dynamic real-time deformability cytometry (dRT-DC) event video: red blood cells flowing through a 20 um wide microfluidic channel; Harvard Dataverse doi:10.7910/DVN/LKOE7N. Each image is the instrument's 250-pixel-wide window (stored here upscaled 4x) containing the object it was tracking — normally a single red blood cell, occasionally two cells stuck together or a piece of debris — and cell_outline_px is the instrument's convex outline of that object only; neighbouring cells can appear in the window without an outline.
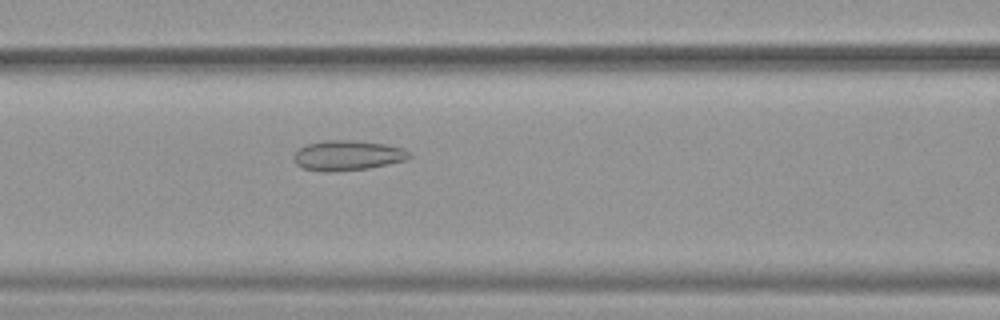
{"species": "common noctule bat (a hibernating species)", "species_latin": "Nyctalus noctula", "temperature_condition": "warm", "stored_images_in_passage": 51, "camera_frame_rate_fps": 3000, "um_per_image_px": 0.085, "animal": {"sex": "female", "body_mass_g": 19.9}, "frame": {"image": 1, "passage_image": 22, "time_ms": 7.0, "image_size_px": [1000, 320], "cell_outline_px": [[412, 156], [408, 160], [368, 168], [332, 172], [324, 172], [304, 168], [296, 164], [292, 156], [300, 148], [308, 144], [328, 140], [352, 140], [388, 144], [404, 148]], "centroid_in_image_um": [29.58, 13.21], "position_along_channel_um": 137.0, "area_um2": 20.29}}
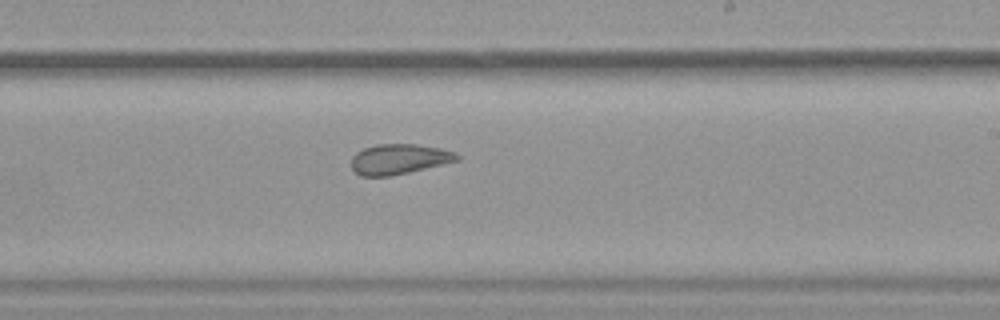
{"frame": {"image": 2, "passage_image": 31, "time_ms": 10.0, "image_size_px": [1000, 320], "cell_outline_px": [[460, 160], [408, 172], [388, 176], [360, 176], [352, 168], [352, 156], [356, 152], [364, 148], [376, 144], [416, 144], [440, 148], [456, 152], [460, 156]], "centroid_in_image_um": [33.93, 13.51], "position_along_channel_um": 255.1, "area_um2": 18.55}}
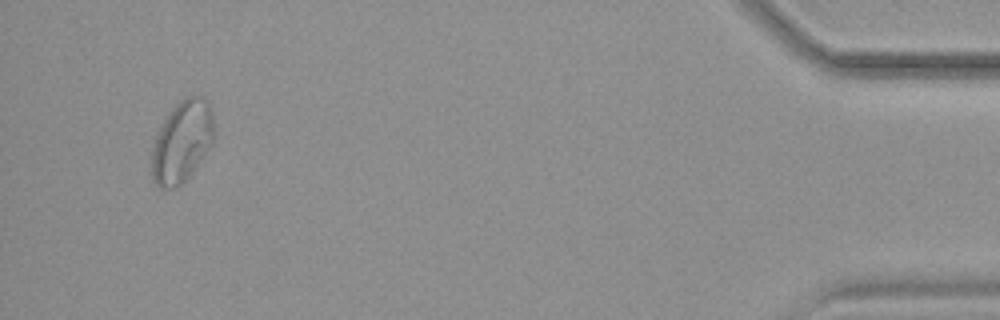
{"frame": {"image": 3, "passage_image": 49, "time_ms": 16.0, "image_size_px": [1000, 320], "cell_outline_px": [[216, 136], [212, 144], [192, 172], [176, 188], [160, 188], [152, 180], [152, 148], [156, 136], [168, 112], [184, 96], [204, 96], [208, 100], [212, 112]], "centroid_in_image_um": [15.5, 12.0], "position_along_channel_um": 419.7, "area_um2": 29.82}, "authors_computed_cell_mechanics": {"area_um2": 25.6054, "velocity_mm_per_s": 3.9627, "shape_relaxation_time_tau1_ms": null, "shape_relaxation_time_tau2_ms": 1.5966, "deformation_change_tau1": null, "deformation_change_tau2": 0.0857}}